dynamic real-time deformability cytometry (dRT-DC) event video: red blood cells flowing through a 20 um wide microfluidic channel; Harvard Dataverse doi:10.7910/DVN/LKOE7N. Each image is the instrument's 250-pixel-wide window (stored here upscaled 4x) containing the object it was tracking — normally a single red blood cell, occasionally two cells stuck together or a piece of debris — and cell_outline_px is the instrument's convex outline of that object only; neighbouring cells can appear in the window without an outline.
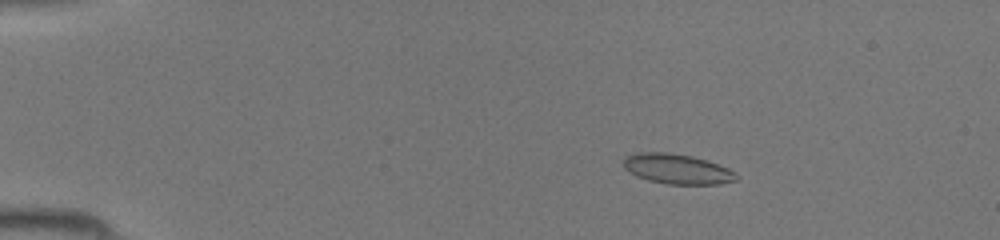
{"species": "common noctule bat (a hibernating species)", "species_latin": "Nyctalus noctula", "temperature_condition": "room temperature", "stored_images_in_passage": 46, "camera_frame_rate_fps": 3000, "um_per_image_px": 0.085, "animal": {"sex": "female", "body_mass_g": 19.5, "forearm_length_mm": 54.1}, "frame": {"image": 1, "passage_image": 8, "time_ms": 2.333, "image_size_px": [1000, 240], "cell_outline_px": [[736, 180], [720, 184], [668, 184], [648, 180], [624, 168], [624, 156], [636, 152], [668, 152], [692, 156], [728, 168], [736, 172]], "centroid_in_image_um": [57.55, 14.35], "position_along_channel_um": 27.5, "area_um2": 19.48}}
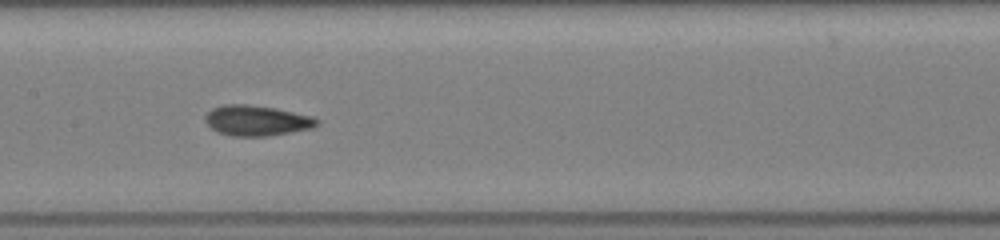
{"frame": {"image": 2, "passage_image": 24, "time_ms": 7.667, "image_size_px": [1000, 240], "cell_outline_px": [[320, 124], [312, 128], [292, 132], [268, 136], [232, 136], [216, 132], [204, 120], [204, 116], [212, 108], [224, 104], [248, 104], [276, 108], [312, 116], [320, 120]], "centroid_in_image_um": [21.83, 10.24], "position_along_channel_um": 185.6, "area_um2": 20.0}}
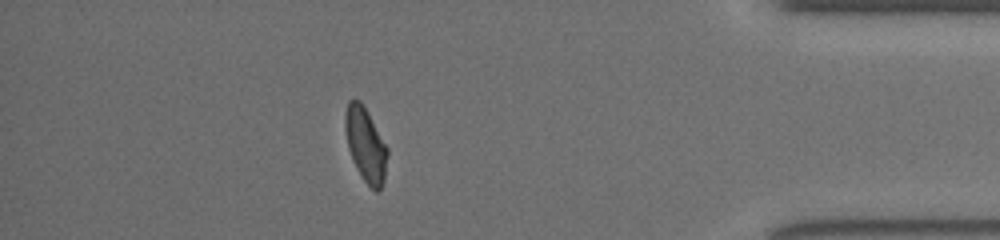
{"frame": {"image": 3, "passage_image": 41, "time_ms": 13.333, "image_size_px": [1000, 240], "cell_outline_px": [[388, 156], [384, 180], [380, 188], [376, 192], [364, 180], [356, 168], [352, 160], [348, 148], [344, 128], [344, 112], [348, 100], [360, 100], [364, 104], [388, 148]], "centroid_in_image_um": [31.06, 12.25], "position_along_channel_um": 404.1, "area_um2": 18.5}}